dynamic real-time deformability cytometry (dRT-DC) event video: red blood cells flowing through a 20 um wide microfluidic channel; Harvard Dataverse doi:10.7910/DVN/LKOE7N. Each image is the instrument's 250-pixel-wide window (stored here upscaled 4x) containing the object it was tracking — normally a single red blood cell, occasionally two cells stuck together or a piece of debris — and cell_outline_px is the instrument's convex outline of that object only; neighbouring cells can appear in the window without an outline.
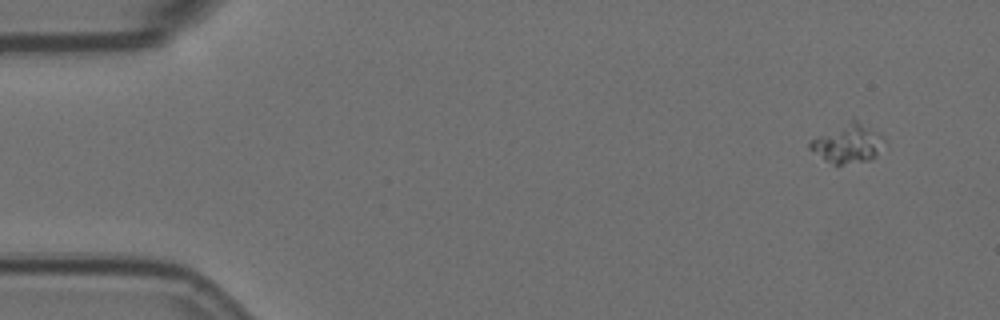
{"species": "Egyptian fruit bat (a non-hibernating species)", "species_latin": "Rousettus aegyptiacus", "temperature_condition": "room temperature", "stored_images_in_passage": 2, "camera_frame_rate_fps": 3000, "um_per_image_px": 0.085, "animal": {"sex": "female"}, "frame": {"image": 1, "passage_image": 2, "time_ms": 0.333, "image_size_px": [1000, 320], "cell_outline_px": [[880, 136], [876, 156], [872, 160], [840, 164], [836, 164], [824, 160], [808, 148], [808, 140], [852, 116], [880, 132]], "centroid_in_image_um": [71.96, 12.12], "position_along_channel_um": 13.0, "area_um2": 17.05}}